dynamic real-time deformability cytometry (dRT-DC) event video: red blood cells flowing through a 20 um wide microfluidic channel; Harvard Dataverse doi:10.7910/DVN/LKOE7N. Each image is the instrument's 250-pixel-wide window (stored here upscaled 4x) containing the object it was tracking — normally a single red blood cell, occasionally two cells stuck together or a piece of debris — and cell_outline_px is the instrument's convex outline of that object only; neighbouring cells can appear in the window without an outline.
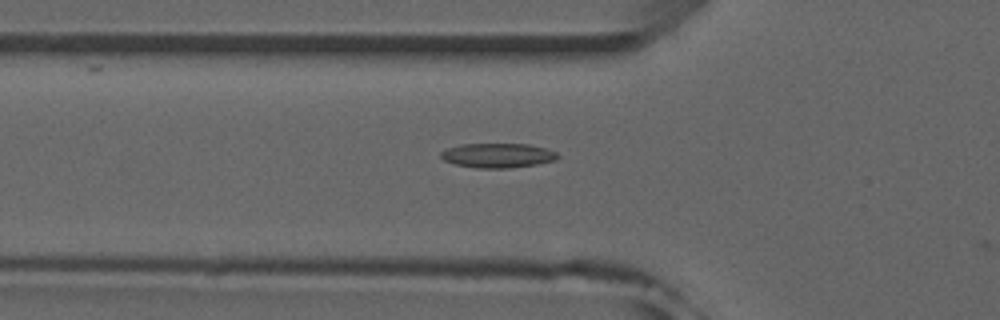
{"species": "common noctule bat (a hibernating species)", "species_latin": "Nyctalus noctula", "temperature_condition": "room temperature", "stored_images_in_passage": 9, "camera_frame_rate_fps": 3000, "um_per_image_px": 0.085, "animal": {"sex": "male", "forearm_length_mm": 52.5}, "frame": {"image": 1, "passage_image": 7, "time_ms": 2.0, "image_size_px": [1000, 320], "cell_outline_px": [[560, 156], [556, 160], [536, 164], [508, 168], [476, 168], [456, 164], [444, 160], [440, 156], [440, 152], [448, 148], [460, 144], [528, 144], [548, 148], [556, 152]], "centroid_in_image_um": [42.33, 13.21], "position_along_channel_um": 83.5, "area_um2": 16.7}}